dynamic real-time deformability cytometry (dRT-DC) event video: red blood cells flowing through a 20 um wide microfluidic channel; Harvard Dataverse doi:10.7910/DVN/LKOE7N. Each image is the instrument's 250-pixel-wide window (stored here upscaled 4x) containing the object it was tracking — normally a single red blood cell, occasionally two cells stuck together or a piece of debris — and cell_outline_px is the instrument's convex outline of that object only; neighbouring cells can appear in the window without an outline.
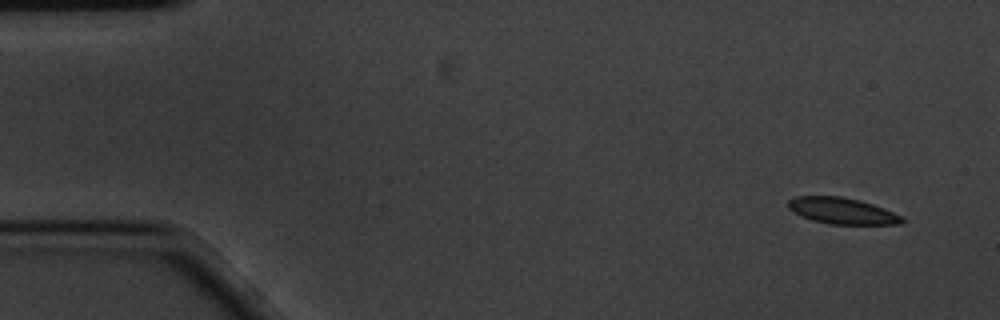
{"species": "common noctule bat (a hibernating species)", "species_latin": "Nyctalus noctula", "temperature_condition": "cold", "stored_images_in_passage": 6, "camera_frame_rate_fps": 3000, "um_per_image_px": 0.085, "animal": {"sex": "male", "body_mass_g": 20.1, "forearm_length_mm": 53.5}, "frame": {"image": 1, "passage_image": 1, "time_ms": 0.0, "image_size_px": [1000, 320], "cell_outline_px": [[908, 220], [904, 224], [828, 224], [812, 220], [800, 216], [792, 212], [788, 208], [788, 200], [796, 196], [840, 196], [860, 200], [884, 208]], "centroid_in_image_um": [71.57, 17.93], "position_along_channel_um": 13.4, "area_um2": 17.57}}
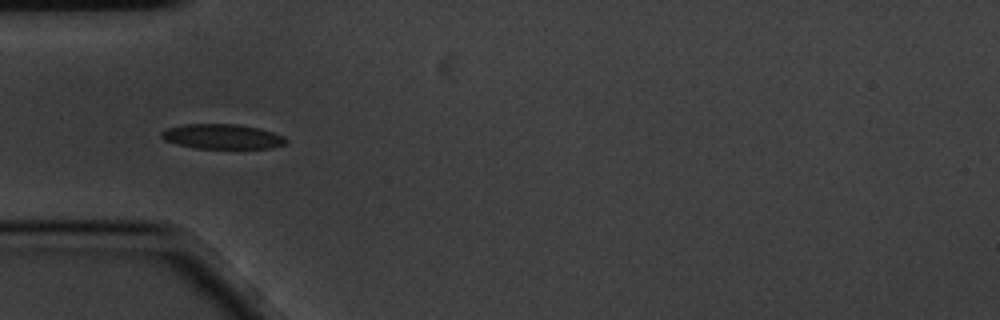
{"frame": {"image": 2, "passage_image": 5, "time_ms": 1.333, "image_size_px": [1000, 320], "cell_outline_px": [[288, 140], [284, 144], [272, 148], [196, 148], [164, 140], [160, 136], [160, 132], [168, 128], [184, 124], [236, 124], [260, 128], [284, 136]], "centroid_in_image_um": [18.91, 11.6], "position_along_channel_um": 66.1, "area_um2": 17.92}}
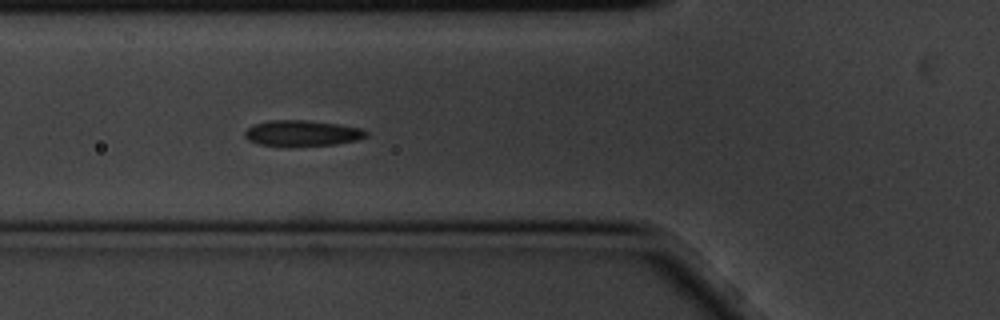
{"frame": {"image": 3, "passage_image": 6, "time_ms": 1.667, "image_size_px": [1000, 320], "cell_outline_px": [[368, 136], [356, 140], [332, 144], [288, 148], [260, 144], [248, 140], [244, 136], [244, 132], [252, 124], [268, 120], [308, 120], [364, 128], [368, 132]], "centroid_in_image_um": [25.65, 11.33], "position_along_channel_um": 100.2, "area_um2": 18.73}}